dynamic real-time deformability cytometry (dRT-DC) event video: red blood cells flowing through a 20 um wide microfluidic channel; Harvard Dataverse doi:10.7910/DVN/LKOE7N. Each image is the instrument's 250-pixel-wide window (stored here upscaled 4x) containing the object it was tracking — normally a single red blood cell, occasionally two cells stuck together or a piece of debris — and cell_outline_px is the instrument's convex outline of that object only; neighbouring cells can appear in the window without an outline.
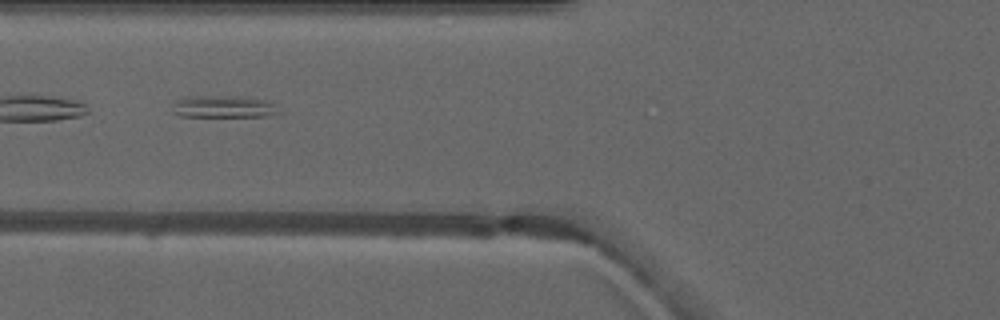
{"species": "common noctule bat (a hibernating species)", "species_latin": "Nyctalus noctula", "temperature_condition": "warm", "stored_images_in_passage": 6, "camera_frame_rate_fps": 3000, "um_per_image_px": 0.085, "animal": {"sex": "male", "forearm_length_mm": 52.5}, "frame": {"image": 1, "passage_image": 6, "time_ms": 6.667, "image_size_px": [1000, 320], "cell_outline_px": [[276, 112], [268, 116], [180, 116], [168, 112], [172, 104], [176, 100], [192, 96], [244, 96], [268, 100], [272, 104]], "centroid_in_image_um": [18.86, 9.06], "position_along_channel_um": 106.9, "area_um2": 13.7}}